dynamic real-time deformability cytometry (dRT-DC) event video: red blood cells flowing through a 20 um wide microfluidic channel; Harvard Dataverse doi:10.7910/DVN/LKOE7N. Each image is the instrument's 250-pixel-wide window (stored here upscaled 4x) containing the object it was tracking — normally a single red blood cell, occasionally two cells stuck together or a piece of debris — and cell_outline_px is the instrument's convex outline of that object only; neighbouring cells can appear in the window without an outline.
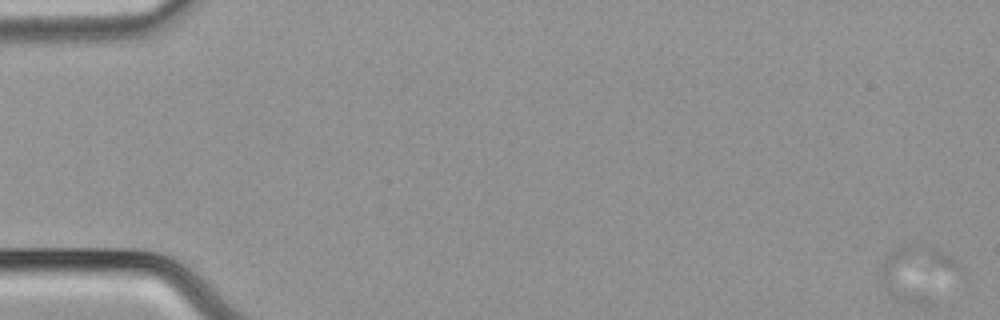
{"species": "common noctule bat (a hibernating species)", "species_latin": "Nyctalus noctula", "temperature_condition": "cold", "stored_images_in_passage": 3, "camera_frame_rate_fps": 3000, "um_per_image_px": 0.085, "animal": {"sex": "male", "body_mass_g": 21.5, "forearm_length_mm": 52.0}, "frame": {"image": 1, "passage_image": 3, "time_ms": 0.667, "image_size_px": [1000, 320], "cell_outline_px": [[960, 268], [888, 288], [880, 280], [880, 272], [888, 256], [892, 252], [904, 244], [932, 244], [956, 260], [960, 264]], "centroid_in_image_um": [77.81, 22.46], "position_along_channel_um": 7.2, "area_um2": 16.3}}